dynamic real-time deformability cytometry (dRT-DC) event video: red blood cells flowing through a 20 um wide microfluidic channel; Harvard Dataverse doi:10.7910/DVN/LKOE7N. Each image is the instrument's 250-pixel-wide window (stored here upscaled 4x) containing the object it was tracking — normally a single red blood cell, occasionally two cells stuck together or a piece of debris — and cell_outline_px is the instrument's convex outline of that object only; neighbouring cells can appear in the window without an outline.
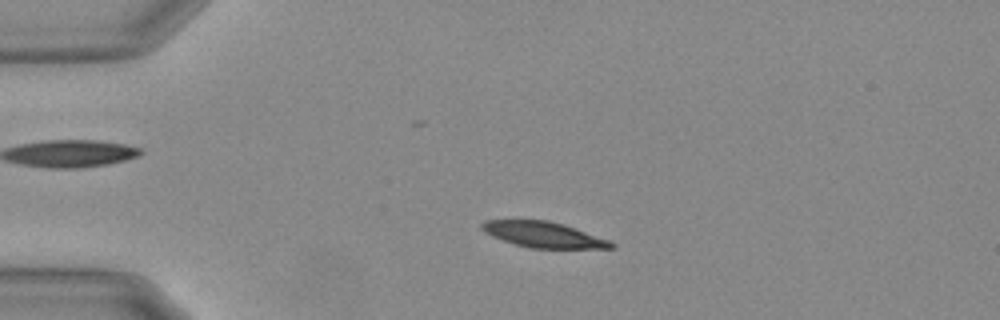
{"species": "Egyptian fruit bat (a non-hibernating species)", "species_latin": "Rousettus aegyptiacus", "temperature_condition": "warm", "stored_images_in_passage": 55, "camera_frame_rate_fps": 3000, "um_per_image_px": 0.085, "animal": {"sex": "female"}, "frame": {"image": 1, "passage_image": 12, "time_ms": 3.667, "image_size_px": [1000, 320], "cell_outline_px": [[616, 248], [532, 248], [516, 244], [492, 236], [484, 232], [480, 228], [480, 224], [484, 220], [548, 220], [564, 224], [608, 240], [616, 244]], "centroid_in_image_um": [46.18, 19.93], "position_along_channel_um": 38.8, "area_um2": 19.19}}
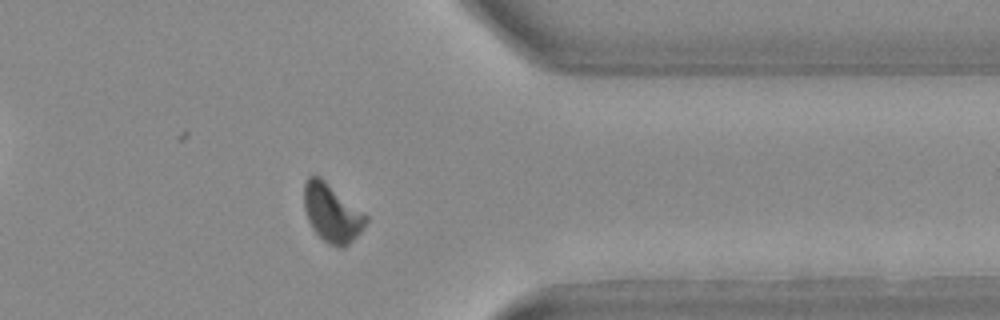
{"frame": {"image": 2, "passage_image": 44, "time_ms": 14.333, "image_size_px": [1000, 320], "cell_outline_px": [[368, 220], [360, 232], [344, 248], [340, 248], [328, 244], [312, 228], [308, 220], [304, 208], [304, 184], [308, 176], [316, 176], [324, 180], [368, 216]], "centroid_in_image_um": [28.2, 18.12], "position_along_channel_um": 383.2, "area_um2": 20.63}}
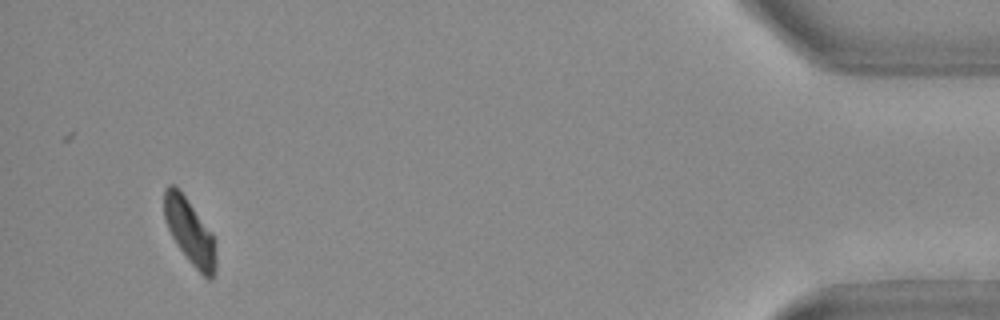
{"frame": {"image": 3, "passage_image": 52, "time_ms": 17.0, "image_size_px": [1000, 320], "cell_outline_px": [[216, 272], [212, 280], [208, 280], [192, 264], [180, 248], [172, 236], [168, 228], [164, 216], [164, 188], [168, 184], [172, 184], [184, 196], [212, 232], [216, 240]], "centroid_in_image_um": [16.17, 19.72], "position_along_channel_um": 419.0, "area_um2": 19.54}, "authors_computed_cell_mechanics": {"area_um2": 20.9814, "velocity_mm_per_s": 3.6851, "shape_relaxation_time_tau1_ms": 3.1509, "shape_relaxation_time_tau2_ms": null, "deformation_change_tau1": 0.1418, "deformation_change_tau2": null}}